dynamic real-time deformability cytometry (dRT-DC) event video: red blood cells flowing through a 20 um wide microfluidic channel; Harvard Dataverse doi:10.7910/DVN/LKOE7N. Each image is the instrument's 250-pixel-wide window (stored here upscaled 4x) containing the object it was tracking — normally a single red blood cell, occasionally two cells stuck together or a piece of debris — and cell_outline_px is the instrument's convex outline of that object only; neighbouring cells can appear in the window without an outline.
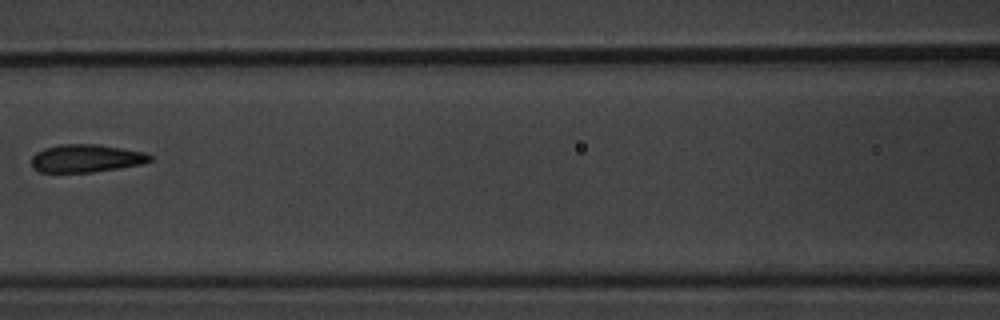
{"species": "common noctule bat (a hibernating species)", "species_latin": "Nyctalus noctula", "temperature_condition": "warm", "stored_images_in_passage": 7, "camera_frame_rate_fps": 3000, "um_per_image_px": 0.085, "animal": {"sex": "male", "body_mass_g": 20.1, "forearm_length_mm": 53.5}, "frame": {"image": 1, "passage_image": 3, "time_ms": 2.333, "image_size_px": [1000, 320], "cell_outline_px": [[152, 160], [140, 164], [92, 172], [40, 172], [32, 168], [32, 156], [36, 152], [44, 148], [60, 144], [96, 144], [144, 152], [152, 156]], "centroid_in_image_um": [7.27, 13.45], "position_along_channel_um": 159.3, "area_um2": 19.07}}
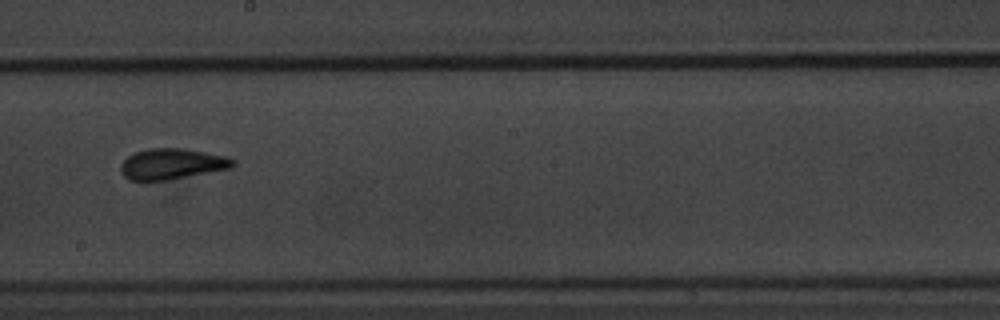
{"frame": {"image": 2, "passage_image": 5, "time_ms": 4.333, "image_size_px": [1000, 320], "cell_outline_px": [[236, 164], [232, 168], [164, 180], [128, 180], [124, 176], [120, 168], [120, 164], [128, 156], [136, 152], [148, 148], [184, 148], [228, 156], [236, 160]], "centroid_in_image_um": [14.64, 13.92], "position_along_channel_um": 233.6, "area_um2": 20.11}}
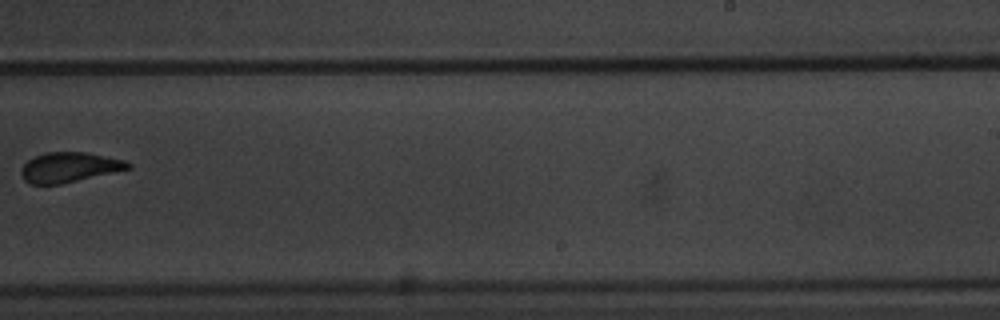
{"frame": {"image": 3, "passage_image": 6, "time_ms": 5.667, "image_size_px": [1000, 320], "cell_outline_px": [[132, 168], [60, 184], [28, 184], [24, 180], [20, 172], [24, 164], [28, 160], [36, 156], [48, 152], [84, 152], [124, 160], [132, 164]], "centroid_in_image_um": [5.88, 14.22], "position_along_channel_um": 283.1, "area_um2": 18.44}}